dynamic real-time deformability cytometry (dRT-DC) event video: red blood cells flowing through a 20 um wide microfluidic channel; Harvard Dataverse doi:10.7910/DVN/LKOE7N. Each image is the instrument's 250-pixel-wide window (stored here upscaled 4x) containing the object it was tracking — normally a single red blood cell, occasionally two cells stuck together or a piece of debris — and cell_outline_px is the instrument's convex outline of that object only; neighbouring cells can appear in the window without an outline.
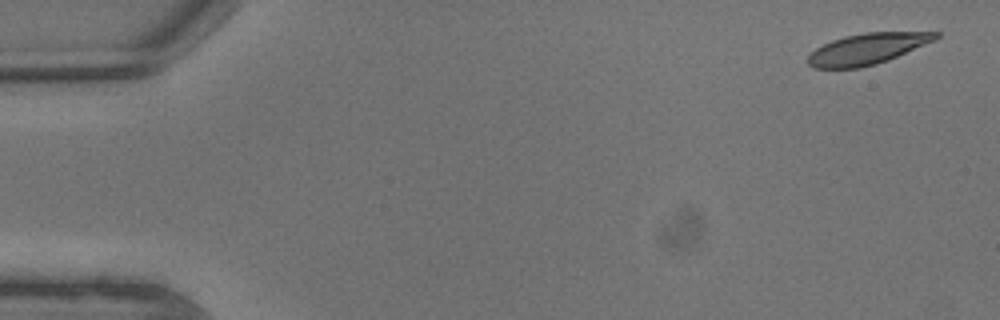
{"species": "common noctule bat (a hibernating species)", "species_latin": "Nyctalus noctula", "temperature_condition": "warm", "stored_images_in_passage": 6, "camera_frame_rate_fps": 3000, "um_per_image_px": 0.085, "animal": {"sex": "male", "body_mass_g": 13.3}, "frame": {"image": 1, "passage_image": 1, "time_ms": 0.0, "image_size_px": [1000, 320], "cell_outline_px": [[940, 36], [936, 40], [888, 60], [876, 64], [860, 68], [812, 68], [808, 64], [808, 56], [816, 48], [832, 40], [844, 36], [864, 32], [940, 32]], "centroid_in_image_um": [73.73, 4.15], "position_along_channel_um": 11.3, "area_um2": 23.06}}
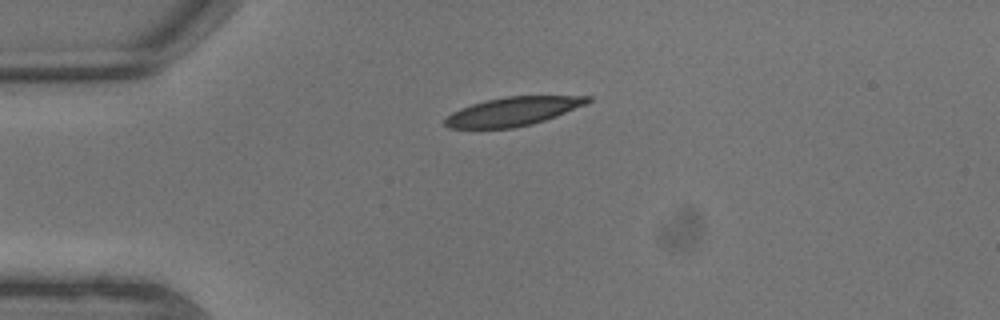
{"frame": {"image": 2, "passage_image": 5, "time_ms": 1.333, "image_size_px": [1000, 320], "cell_outline_px": [[592, 100], [584, 104], [556, 116], [532, 124], [512, 128], [448, 128], [444, 124], [444, 120], [452, 112], [460, 108], [472, 104], [504, 96], [592, 96]], "centroid_in_image_um": [43.57, 9.47], "position_along_channel_um": 41.4, "area_um2": 23.58}}